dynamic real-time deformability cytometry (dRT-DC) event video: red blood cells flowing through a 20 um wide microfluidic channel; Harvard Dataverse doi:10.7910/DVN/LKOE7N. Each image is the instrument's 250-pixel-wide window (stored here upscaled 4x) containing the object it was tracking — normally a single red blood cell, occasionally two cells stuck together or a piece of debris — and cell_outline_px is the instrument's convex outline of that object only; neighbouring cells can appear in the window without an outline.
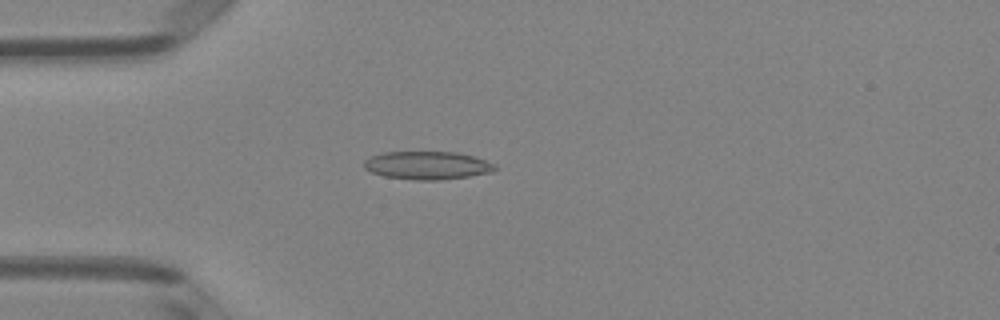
{"species": "Egyptian fruit bat (a non-hibernating species)", "species_latin": "Rousettus aegyptiacus", "temperature_condition": "room temperature", "stored_images_in_passage": 50, "camera_frame_rate_fps": 3000, "um_per_image_px": 0.085, "animal": {"sex": "female"}, "frame": {"image": 1, "passage_image": 14, "time_ms": 4.333, "image_size_px": [1000, 320], "cell_outline_px": [[496, 168], [492, 172], [468, 176], [440, 180], [412, 180], [384, 176], [372, 172], [364, 168], [364, 160], [372, 156], [384, 152], [456, 152], [472, 156], [496, 164]], "centroid_in_image_um": [36.31, 14.06], "position_along_channel_um": 48.7, "area_um2": 21.33}}
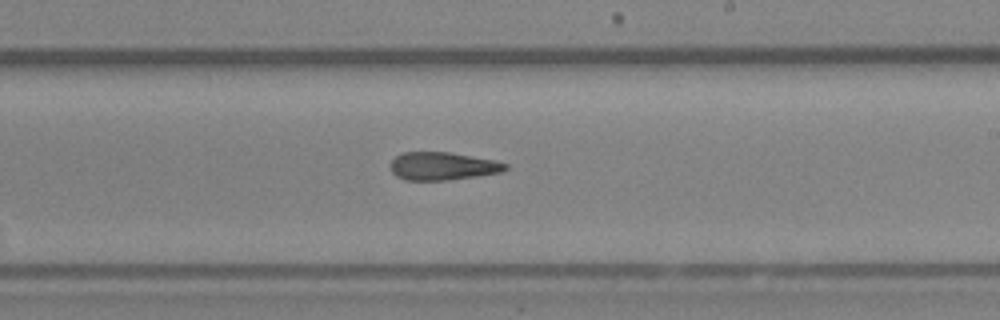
{"frame": {"image": 2, "passage_image": 30, "time_ms": 9.667, "image_size_px": [1000, 320], "cell_outline_px": [[508, 168], [504, 172], [448, 180], [404, 180], [396, 176], [392, 172], [392, 160], [396, 156], [404, 152], [448, 152], [496, 160], [508, 164]], "centroid_in_image_um": [37.66, 14.12], "position_along_channel_um": 251.3, "area_um2": 18.73}}
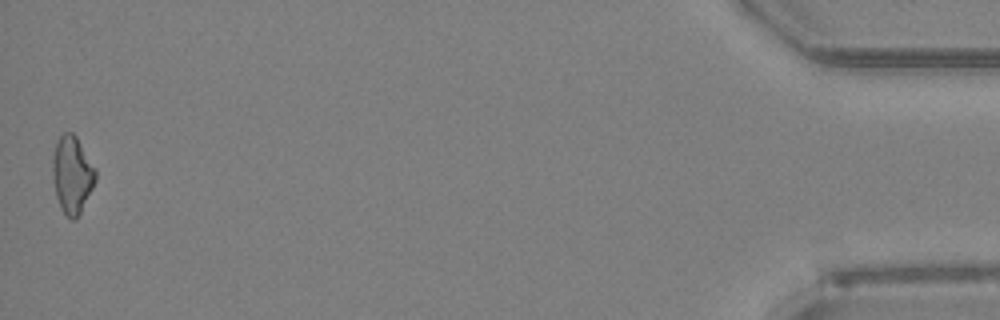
{"frame": {"image": 3, "passage_image": 50, "time_ms": 16.333, "image_size_px": [1000, 320], "cell_outline_px": [[96, 180], [76, 220], [72, 220], [60, 208], [56, 196], [52, 172], [52, 156], [56, 144], [60, 136], [64, 132], [72, 132], [76, 136], [96, 168]], "centroid_in_image_um": [6.13, 14.83], "position_along_channel_um": 429.1, "area_um2": 19.25}, "authors_computed_cell_mechanics": {"area_um2": 19.6231, "velocity_mm_per_s": 4.0596, "shape_relaxation_time_tau1_ms": null, "shape_relaxation_time_tau2_ms": 6.376, "deformation_change_tau1": null, "deformation_change_tau2": 0.1771}}